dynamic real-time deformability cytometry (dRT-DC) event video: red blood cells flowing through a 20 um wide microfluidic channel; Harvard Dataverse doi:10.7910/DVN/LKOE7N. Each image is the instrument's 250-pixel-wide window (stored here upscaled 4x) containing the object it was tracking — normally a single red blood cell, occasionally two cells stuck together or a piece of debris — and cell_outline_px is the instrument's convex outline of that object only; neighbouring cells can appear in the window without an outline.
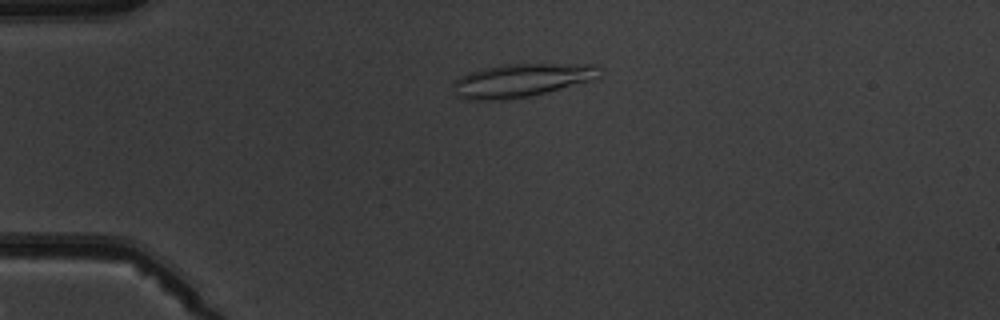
{"species": "common noctule bat (a hibernating species)", "species_latin": "Nyctalus noctula", "temperature_condition": "warm", "stored_images_in_passage": 5, "camera_frame_rate_fps": 3000, "um_per_image_px": 0.085, "animal": {"sex": "male", "body_mass_g": 19.5, "forearm_length_mm": 54.6}, "frame": {"image": 1, "passage_image": 3, "time_ms": 3.0, "image_size_px": [1000, 320], "cell_outline_px": [[604, 72], [600, 76], [588, 80], [544, 92], [528, 96], [500, 100], [468, 100], [456, 96], [456, 80], [460, 76], [484, 68], [504, 64], [596, 64], [604, 68]], "centroid_in_image_um": [44.37, 6.81], "position_along_channel_um": 40.6, "area_um2": 27.92}}